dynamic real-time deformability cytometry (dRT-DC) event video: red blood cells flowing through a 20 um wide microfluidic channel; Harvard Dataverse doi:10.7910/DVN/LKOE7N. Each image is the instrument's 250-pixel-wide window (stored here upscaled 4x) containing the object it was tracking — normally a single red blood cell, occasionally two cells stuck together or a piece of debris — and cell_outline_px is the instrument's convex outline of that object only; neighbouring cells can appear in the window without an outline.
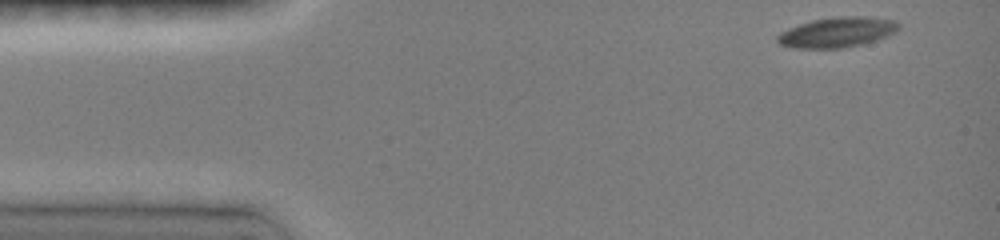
{"species": "common noctule bat (a hibernating species)", "species_latin": "Nyctalus noctula", "temperature_condition": "room temperature", "stored_images_in_passage": 44, "camera_frame_rate_fps": 3000, "um_per_image_px": 0.085, "animal": {"sex": "female", "body_mass_g": 19.0, "forearm_length_mm": 51.5}, "frame": {"image": 1, "passage_image": 1, "time_ms": 0.0, "image_size_px": [1000, 240], "cell_outline_px": [[900, 28], [896, 32], [876, 40], [864, 44], [840, 48], [792, 48], [780, 44], [776, 40], [776, 36], [780, 32], [788, 28], [812, 20], [840, 16], [864, 16], [896, 20], [900, 24]], "centroid_in_image_um": [71.17, 2.74], "position_along_channel_um": 13.8, "area_um2": 21.44}}
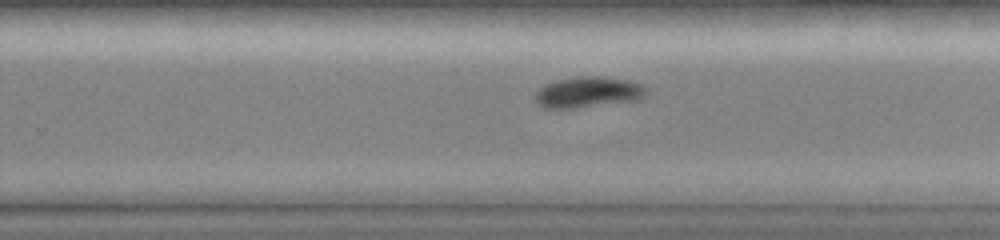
{"frame": {"image": 2, "passage_image": 28, "time_ms": 9.0, "image_size_px": [1000, 240], "cell_outline_px": [[648, 96], [640, 100], [572, 108], [544, 108], [536, 104], [536, 92], [544, 84], [576, 76], [600, 76], [628, 80], [644, 84], [648, 88]], "centroid_in_image_um": [50.07, 7.83], "position_along_channel_um": 279.7, "area_um2": 20.23}}
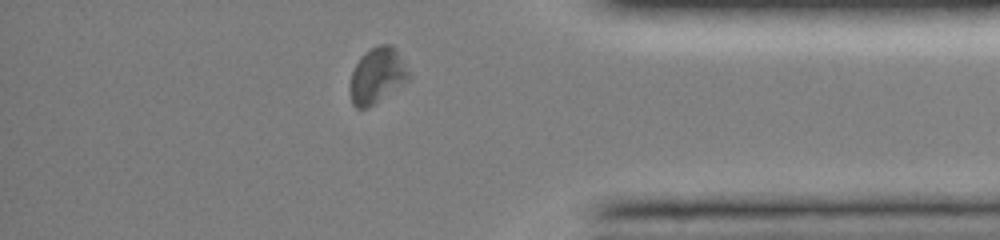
{"frame": {"image": 3, "passage_image": 38, "time_ms": 12.333, "image_size_px": [1000, 240], "cell_outline_px": [[408, 80], [368, 108], [356, 108], [352, 104], [348, 92], [348, 88], [352, 72], [360, 56], [364, 52], [376, 44], [392, 44], [396, 48], [408, 72]], "centroid_in_image_um": [31.99, 6.41], "position_along_channel_um": 403.2, "area_um2": 19.07}, "authors_computed_cell_mechanics": {"area_um2": 20.6346, "velocity_mm_per_s": 3.9891, "shape_relaxation_time_tau1_ms": 1.4955, "shape_relaxation_time_tau2_ms": null, "deformation_change_tau1": 0.1076, "deformation_change_tau2": null}}